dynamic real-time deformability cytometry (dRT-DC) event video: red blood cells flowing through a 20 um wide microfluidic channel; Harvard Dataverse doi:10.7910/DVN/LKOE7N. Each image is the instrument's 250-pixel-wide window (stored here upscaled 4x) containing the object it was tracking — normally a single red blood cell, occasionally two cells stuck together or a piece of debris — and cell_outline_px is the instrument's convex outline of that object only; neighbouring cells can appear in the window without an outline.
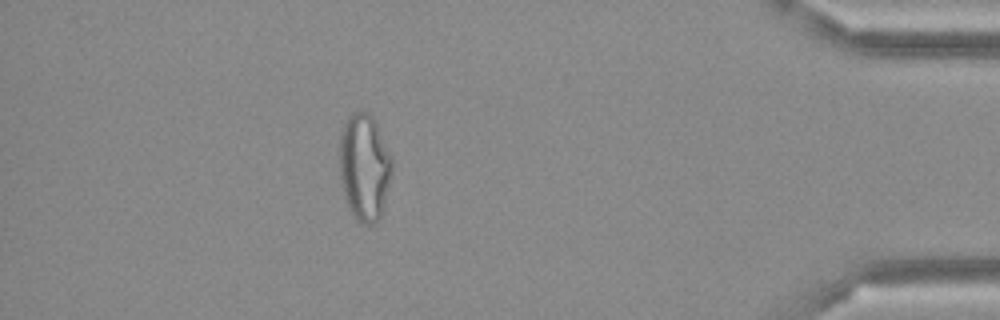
{"species": "Egyptian fruit bat (a non-hibernating species)", "species_latin": "Rousettus aegyptiacus", "temperature_condition": "cold", "stored_images_in_passage": 46, "camera_frame_rate_fps": 3000, "um_per_image_px": 0.085, "frame": {"image": 1, "passage_image": 40, "time_ms": 13.0, "image_size_px": [1000, 320], "cell_outline_px": [[392, 172], [384, 204], [380, 216], [376, 224], [364, 224], [352, 216], [344, 196], [340, 176], [340, 132], [348, 116], [352, 112], [368, 112], [372, 116], [392, 156]], "centroid_in_image_um": [30.97, 14.21], "position_along_channel_um": 404.2, "area_um2": 32.71}}